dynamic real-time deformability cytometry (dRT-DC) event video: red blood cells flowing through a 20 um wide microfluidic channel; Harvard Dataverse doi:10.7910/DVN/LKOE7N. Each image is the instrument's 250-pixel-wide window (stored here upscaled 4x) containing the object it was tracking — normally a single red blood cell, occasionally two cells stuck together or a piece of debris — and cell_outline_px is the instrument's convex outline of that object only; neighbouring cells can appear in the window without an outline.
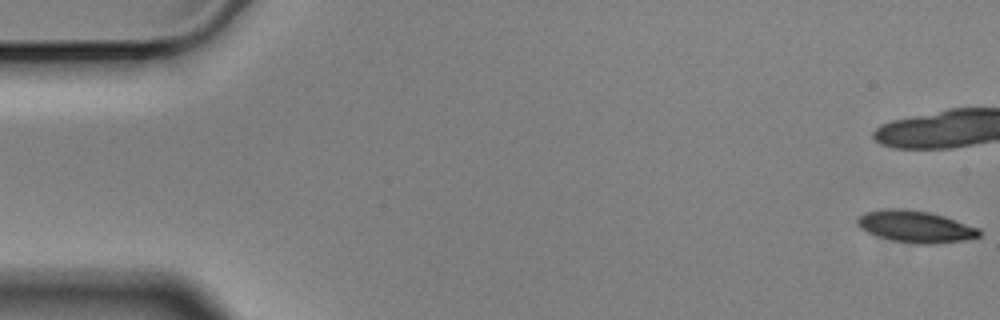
{"species": "Egyptian fruit bat (a non-hibernating species)", "species_latin": "Rousettus aegyptiacus", "temperature_condition": "cold", "stored_images_in_passage": 4, "camera_frame_rate_fps": 3000, "um_per_image_px": 0.085, "animal": {"sex": "male"}, "frame": {"image": 1, "passage_image": 1, "time_ms": 0.0, "image_size_px": [1000, 320], "cell_outline_px": [[980, 236], [964, 240], [932, 244], [916, 244], [892, 240], [876, 236], [860, 228], [856, 224], [856, 220], [864, 212], [884, 208], [908, 208], [928, 212], [944, 216], [980, 228]], "centroid_in_image_um": [77.79, 19.25], "position_along_channel_um": 7.2, "area_um2": 22.77}}